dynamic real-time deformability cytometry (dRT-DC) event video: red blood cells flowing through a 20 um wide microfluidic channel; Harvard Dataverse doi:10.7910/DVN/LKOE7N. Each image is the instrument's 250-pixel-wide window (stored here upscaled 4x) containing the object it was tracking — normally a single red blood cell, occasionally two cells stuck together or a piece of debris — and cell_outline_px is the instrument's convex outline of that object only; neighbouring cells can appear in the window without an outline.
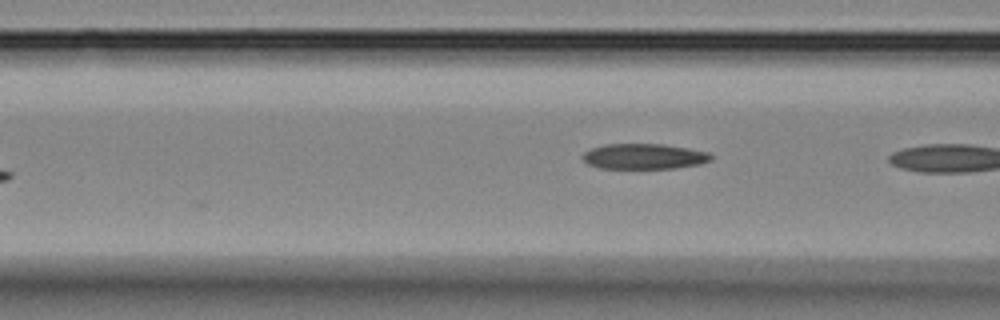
{"species": "Egyptian fruit bat (a non-hibernating species)", "species_latin": "Rousettus aegyptiacus", "temperature_condition": "room temperature", "stored_images_in_passage": 7, "camera_frame_rate_fps": 3000, "um_per_image_px": 0.085, "animal": {"sex": "female"}, "frame": {"image": 1, "passage_image": 6, "time_ms": 7.0, "image_size_px": [1000, 320], "cell_outline_px": [[712, 160], [700, 164], [676, 168], [600, 168], [588, 164], [580, 156], [584, 152], [592, 148], [604, 144], [664, 144], [688, 148], [708, 152], [712, 156]], "centroid_in_image_um": [54.74, 13.29], "position_along_channel_um": 111.9, "area_um2": 19.07}}